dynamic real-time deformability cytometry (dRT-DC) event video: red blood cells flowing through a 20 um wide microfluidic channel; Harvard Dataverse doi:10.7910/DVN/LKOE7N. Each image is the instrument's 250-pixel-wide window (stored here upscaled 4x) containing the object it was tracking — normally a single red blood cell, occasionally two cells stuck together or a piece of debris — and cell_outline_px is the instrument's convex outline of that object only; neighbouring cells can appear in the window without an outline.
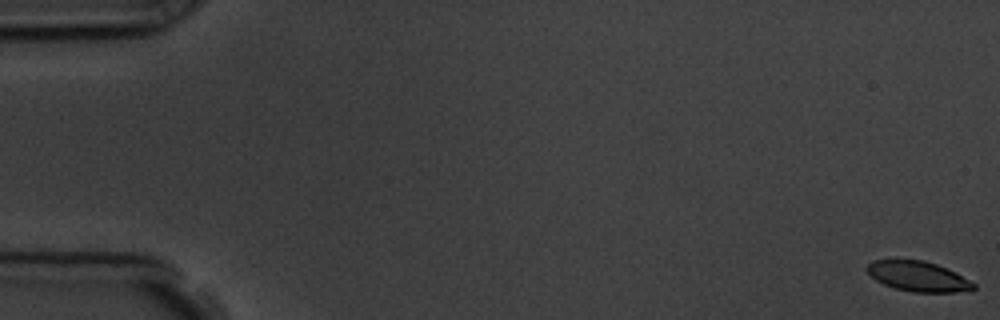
{"species": "common noctule bat (a hibernating species)", "species_latin": "Nyctalus noctula", "temperature_condition": "room temperature", "stored_images_in_passage": 58, "camera_frame_rate_fps": 3000, "um_per_image_px": 0.085, "animal": {"sex": "male", "body_mass_g": 19.5, "forearm_length_mm": 54.6}, "frame": {"image": 1, "passage_image": 1, "time_ms": 0.0, "image_size_px": [1000, 320], "cell_outline_px": [[976, 288], [956, 292], [912, 292], [896, 288], [884, 284], [876, 280], [864, 268], [872, 260], [924, 260], [936, 264], [956, 272], [976, 284]], "centroid_in_image_um": [78.04, 23.48], "position_along_channel_um": 7.0, "area_um2": 18.55}}
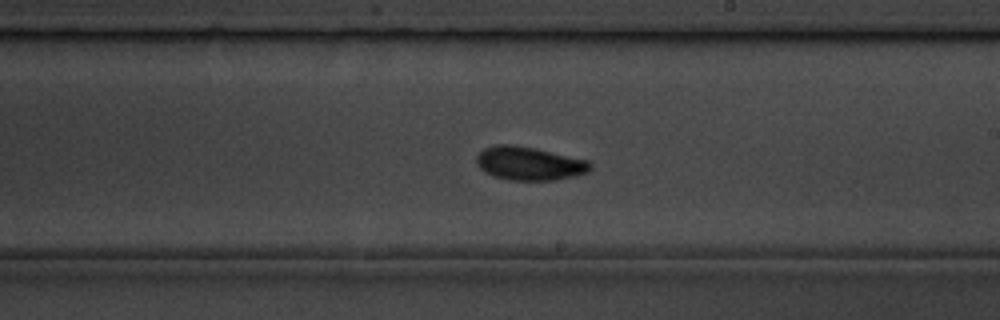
{"frame": {"image": 2, "passage_image": 34, "time_ms": 11.0, "image_size_px": [1000, 320], "cell_outline_px": [[592, 168], [588, 172], [576, 176], [556, 180], [508, 180], [492, 176], [484, 172], [476, 164], [476, 156], [484, 148], [496, 144], [508, 144], [536, 148], [588, 160], [592, 164]], "centroid_in_image_um": [44.99, 13.9], "position_along_channel_um": 244.0, "area_um2": 22.48}}
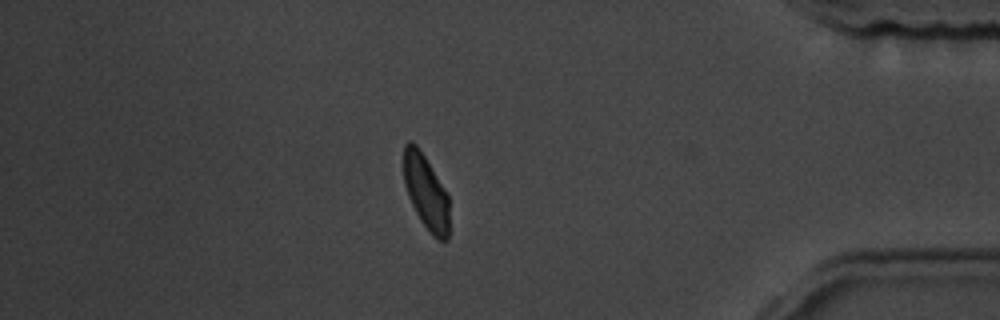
{"frame": {"image": 3, "passage_image": 50, "time_ms": 16.333, "image_size_px": [1000, 320], "cell_outline_px": [[448, 240], [440, 240], [432, 236], [416, 212], [408, 196], [404, 184], [404, 144], [408, 140], [412, 140], [416, 144], [424, 156], [444, 188], [448, 196]], "centroid_in_image_um": [36.19, 16.31], "position_along_channel_um": 399.0, "area_um2": 19.48}, "authors_computed_cell_mechanics": {"area_um2": 21.097, "velocity_mm_per_s": 3.5787, "shape_relaxation_time_tau1_ms": 2.7855, "shape_relaxation_time_tau2_ms": 2.8445, "deformation_change_tau1": 0.1118, "deformation_change_tau2": 0.0742}}